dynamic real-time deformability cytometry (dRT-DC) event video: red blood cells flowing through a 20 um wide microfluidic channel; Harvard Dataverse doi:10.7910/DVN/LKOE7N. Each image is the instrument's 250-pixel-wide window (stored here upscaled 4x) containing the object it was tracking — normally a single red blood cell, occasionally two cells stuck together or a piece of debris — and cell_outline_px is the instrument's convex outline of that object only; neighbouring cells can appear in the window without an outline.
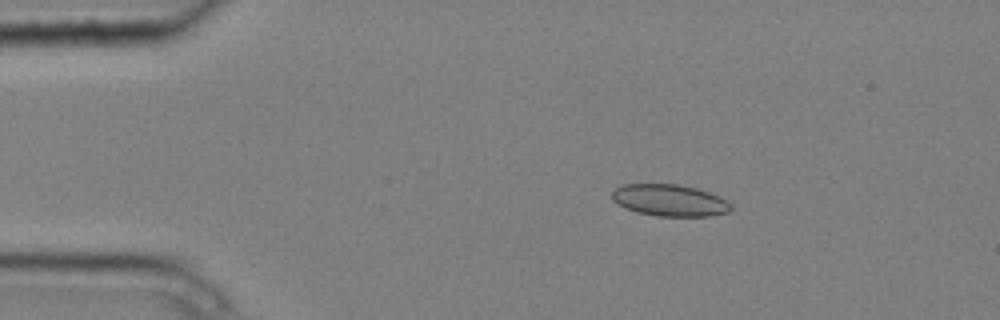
{"species": "common noctule bat (a hibernating species)", "species_latin": "Nyctalus noctula", "temperature_condition": "cold", "stored_images_in_passage": 1, "camera_frame_rate_fps": 3000, "um_per_image_px": 0.085, "animal": {"sex": "male", "body_mass_g": 20.4}, "frame": {"image": 1, "passage_image": 1, "time_ms": 0.0, "image_size_px": [1000, 320], "cell_outline_px": [[732, 208], [728, 212], [708, 216], [656, 216], [636, 212], [624, 208], [616, 204], [612, 200], [612, 192], [616, 188], [624, 184], [680, 184], [696, 188], [720, 196], [732, 204]], "centroid_in_image_um": [56.9, 17.03], "position_along_channel_um": 28.1, "area_um2": 22.2}}